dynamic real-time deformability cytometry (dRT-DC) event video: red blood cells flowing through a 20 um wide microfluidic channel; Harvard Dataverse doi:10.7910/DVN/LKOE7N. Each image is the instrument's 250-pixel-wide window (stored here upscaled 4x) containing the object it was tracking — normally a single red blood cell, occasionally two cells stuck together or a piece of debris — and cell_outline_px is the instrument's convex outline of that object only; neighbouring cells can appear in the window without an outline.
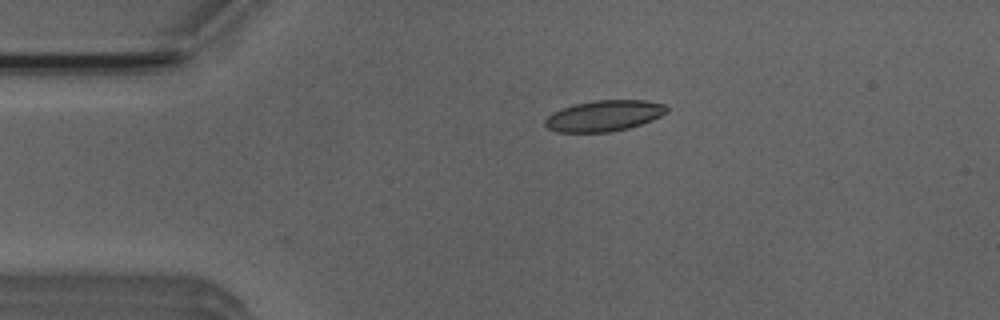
{"species": "Egyptian fruit bat (a non-hibernating species)", "species_latin": "Rousettus aegyptiacus", "temperature_condition": "room temperature", "stored_images_in_passage": 4, "camera_frame_rate_fps": 3000, "um_per_image_px": 0.085, "animal": {"sex": "male"}, "frame": {"image": 1, "passage_image": 2, "time_ms": 1.333, "image_size_px": [1000, 320], "cell_outline_px": [[668, 112], [652, 120], [628, 128], [612, 132], [556, 132], [548, 128], [544, 124], [544, 120], [552, 112], [576, 104], [596, 100], [644, 100], [664, 104], [668, 108]], "centroid_in_image_um": [51.35, 9.85], "position_along_channel_um": 33.7, "area_um2": 21.85}}